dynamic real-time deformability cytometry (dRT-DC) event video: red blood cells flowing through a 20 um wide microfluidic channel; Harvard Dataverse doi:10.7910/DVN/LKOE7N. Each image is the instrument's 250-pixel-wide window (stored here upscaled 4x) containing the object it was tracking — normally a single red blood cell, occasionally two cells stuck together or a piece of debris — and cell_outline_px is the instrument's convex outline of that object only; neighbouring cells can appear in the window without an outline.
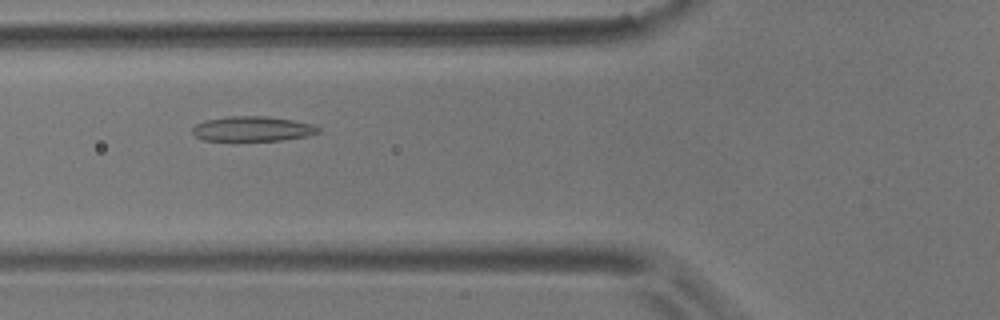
{"species": "common noctule bat (a hibernating species)", "species_latin": "Nyctalus noctula", "temperature_condition": "room temperature", "stored_images_in_passage": 43, "camera_frame_rate_fps": 3000, "um_per_image_px": 0.085, "animal": {"sex": "male", "body_mass_g": 17.9}, "frame": {"image": 1, "passage_image": 15, "time_ms": 4.667, "image_size_px": [1000, 320], "cell_outline_px": [[320, 132], [308, 136], [280, 140], [204, 140], [196, 136], [192, 132], [192, 128], [196, 124], [204, 120], [228, 116], [268, 116], [292, 120], [312, 124], [320, 128]], "centroid_in_image_um": [21.47, 10.94], "position_along_channel_um": 104.3, "area_um2": 18.21}}
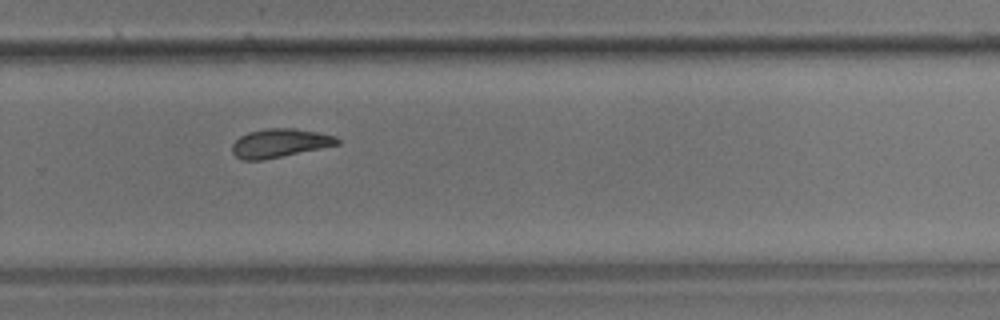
{"frame": {"image": 2, "passage_image": 32, "time_ms": 10.333, "image_size_px": [1000, 320], "cell_outline_px": [[340, 144], [264, 160], [244, 160], [236, 156], [232, 152], [232, 144], [240, 136], [248, 132], [268, 128], [292, 128], [316, 132], [336, 136], [340, 140]], "centroid_in_image_um": [23.77, 12.16], "position_along_channel_um": 306.0, "area_um2": 17.46}}
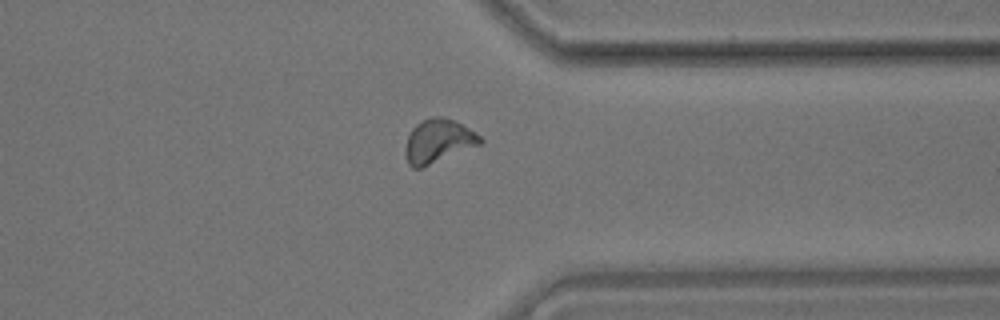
{"frame": {"image": 3, "passage_image": 38, "time_ms": 12.333, "image_size_px": [1000, 320], "cell_outline_px": [[484, 140], [480, 144], [420, 168], [412, 168], [408, 164], [404, 152], [404, 148], [408, 136], [412, 128], [416, 124], [432, 116], [444, 116], [456, 120], [480, 136]], "centroid_in_image_um": [37.22, 11.97], "position_along_channel_um": 374.2, "area_um2": 18.9}, "authors_computed_cell_mechanics": {"area_um2": 17.8602, "velocity_mm_per_s": 3.5614, "shape_relaxation_time_tau1_ms": 7.8809, "shape_relaxation_time_tau2_ms": 3.1091, "deformation_change_tau1": 0.1516, "deformation_change_tau2": 0.1032}}